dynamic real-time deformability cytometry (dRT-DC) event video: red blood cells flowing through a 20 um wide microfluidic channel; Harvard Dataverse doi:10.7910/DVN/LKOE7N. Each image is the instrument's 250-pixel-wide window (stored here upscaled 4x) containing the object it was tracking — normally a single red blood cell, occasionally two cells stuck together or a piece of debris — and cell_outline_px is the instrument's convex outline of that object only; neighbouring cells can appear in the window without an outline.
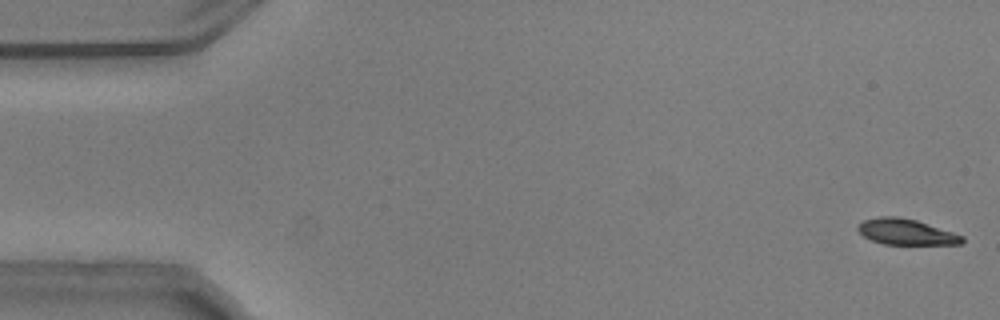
{"species": "common noctule bat (a hibernating species)", "species_latin": "Nyctalus noctula", "temperature_condition": "warm", "stored_images_in_passage": 5, "camera_frame_rate_fps": 3000, "um_per_image_px": 0.085, "animal": {"sex": "male", "body_mass_g": 20.5, "forearm_length_mm": 52.5}, "frame": {"image": 1, "passage_image": 1, "time_ms": 0.0, "image_size_px": [1000, 320], "cell_outline_px": [[964, 240], [960, 244], [884, 244], [872, 240], [864, 236], [856, 228], [864, 220], [880, 216], [896, 216], [916, 220], [964, 236]], "centroid_in_image_um": [77.01, 19.71], "position_along_channel_um": 8.0, "area_um2": 15.43}}